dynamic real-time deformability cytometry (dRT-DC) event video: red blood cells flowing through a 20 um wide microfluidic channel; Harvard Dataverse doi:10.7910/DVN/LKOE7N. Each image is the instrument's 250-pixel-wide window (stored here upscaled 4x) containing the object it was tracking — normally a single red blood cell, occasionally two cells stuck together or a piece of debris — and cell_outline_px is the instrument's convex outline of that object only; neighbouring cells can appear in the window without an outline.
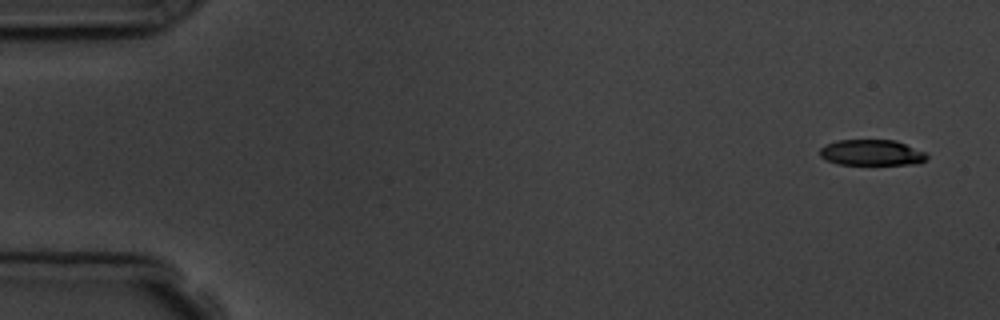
{"species": "common noctule bat (a hibernating species)", "species_latin": "Nyctalus noctula", "temperature_condition": "room temperature", "stored_images_in_passage": 6, "camera_frame_rate_fps": 3000, "um_per_image_px": 0.085, "animal": {"sex": "male", "body_mass_g": 19.5, "forearm_length_mm": 54.6}, "frame": {"image": 1, "passage_image": 1, "time_ms": 0.0, "image_size_px": [1000, 320], "cell_outline_px": [[928, 160], [920, 164], [840, 164], [828, 160], [820, 156], [820, 148], [824, 144], [836, 140], [896, 140], [928, 152]], "centroid_in_image_um": [74.16, 12.96], "position_along_channel_um": 10.8, "area_um2": 16.36}}
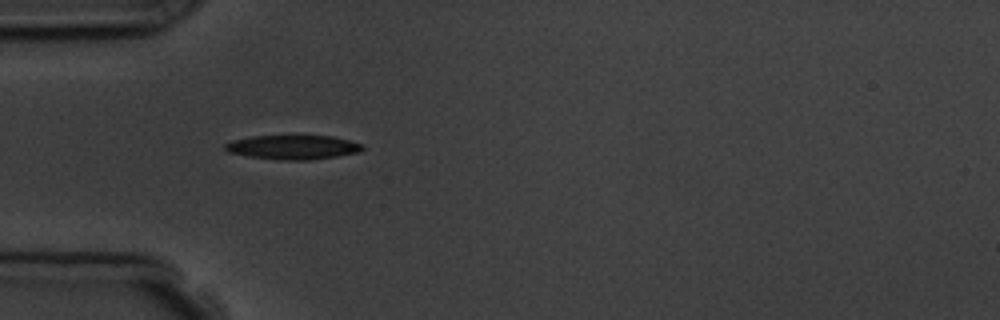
{"frame": {"image": 2, "passage_image": 5, "time_ms": 4.667, "image_size_px": [1000, 320], "cell_outline_px": [[364, 148], [360, 152], [336, 156], [308, 160], [280, 160], [248, 156], [228, 152], [224, 148], [224, 144], [232, 140], [252, 136], [332, 136], [352, 140], [364, 144]], "centroid_in_image_um": [24.93, 12.51], "position_along_channel_um": 60.1, "area_um2": 19.48}}